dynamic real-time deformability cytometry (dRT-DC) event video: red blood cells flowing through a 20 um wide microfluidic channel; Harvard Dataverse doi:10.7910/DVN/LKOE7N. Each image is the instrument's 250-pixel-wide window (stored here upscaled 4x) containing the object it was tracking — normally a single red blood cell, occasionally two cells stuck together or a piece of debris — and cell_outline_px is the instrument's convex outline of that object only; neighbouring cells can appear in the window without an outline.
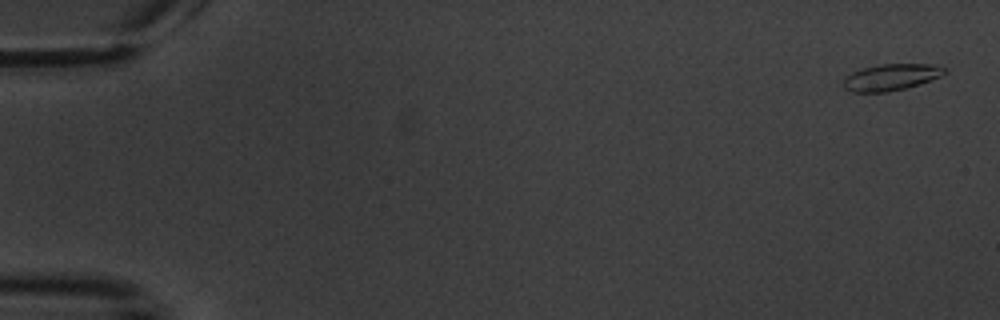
{"species": "common noctule bat (a hibernating species)", "species_latin": "Nyctalus noctula", "temperature_condition": "warm", "stored_images_in_passage": 5, "camera_frame_rate_fps": 3000, "um_per_image_px": 0.085, "animal": {"sex": "male", "body_mass_g": 20.1, "forearm_length_mm": 53.5}, "frame": {"image": 1, "passage_image": 1, "time_ms": 0.0, "image_size_px": [1000, 320], "cell_outline_px": [[948, 72], [940, 76], [904, 88], [888, 92], [852, 92], [844, 88], [844, 76], [860, 68], [880, 64], [936, 64], [948, 68]], "centroid_in_image_um": [75.73, 6.54], "position_along_channel_um": 9.3, "area_um2": 15.66}}